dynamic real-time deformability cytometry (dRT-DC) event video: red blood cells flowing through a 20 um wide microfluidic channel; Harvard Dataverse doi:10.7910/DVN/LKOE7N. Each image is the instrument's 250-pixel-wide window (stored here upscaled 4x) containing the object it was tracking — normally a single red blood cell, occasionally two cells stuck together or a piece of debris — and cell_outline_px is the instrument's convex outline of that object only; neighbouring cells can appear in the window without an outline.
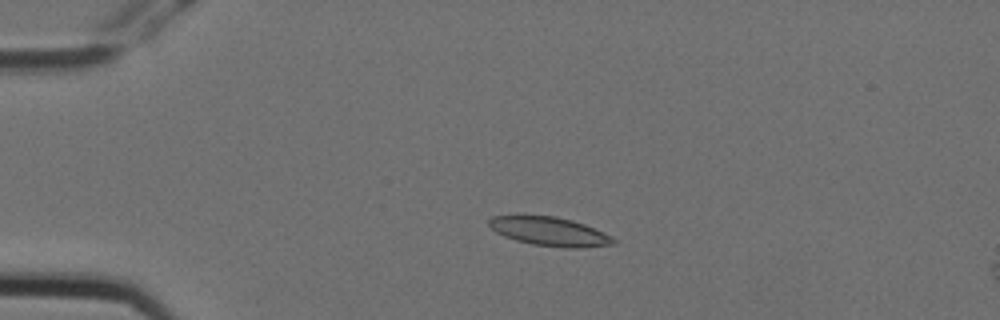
{"species": "Egyptian fruit bat (a non-hibernating species)", "species_latin": "Rousettus aegyptiacus", "temperature_condition": "cold", "stored_images_in_passage": 5, "camera_frame_rate_fps": 3000, "um_per_image_px": 0.085, "animal": {"sex": "female"}, "frame": {"image": 1, "passage_image": 3, "time_ms": 0.667, "image_size_px": [1000, 320], "cell_outline_px": [[616, 244], [580, 248], [568, 248], [532, 244], [516, 240], [504, 236], [496, 232], [488, 224], [488, 220], [492, 216], [556, 216], [572, 220], [584, 224], [612, 236], [616, 240]], "centroid_in_image_um": [46.74, 19.68], "position_along_channel_um": 38.3, "area_um2": 20.75}}